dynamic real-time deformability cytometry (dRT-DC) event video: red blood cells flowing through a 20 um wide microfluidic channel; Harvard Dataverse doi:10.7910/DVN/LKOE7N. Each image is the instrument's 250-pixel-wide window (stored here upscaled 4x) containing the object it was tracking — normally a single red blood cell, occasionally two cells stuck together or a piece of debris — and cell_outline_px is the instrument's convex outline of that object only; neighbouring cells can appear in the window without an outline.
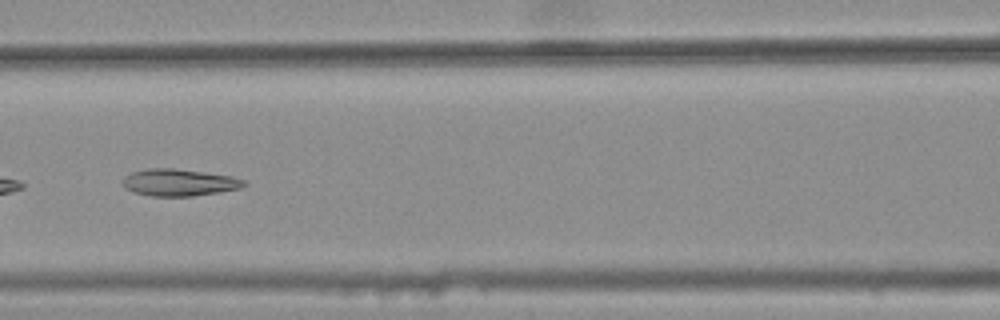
{"species": "common noctule bat (a hibernating species)", "species_latin": "Nyctalus noctula", "temperature_condition": "warm", "stored_images_in_passage": 29, "camera_frame_rate_fps": 3000, "um_per_image_px": 0.085, "animal": {"sex": "female", "body_mass_g": 25.1}, "frame": {"image": 1, "passage_image": 9, "time_ms": 2.667, "image_size_px": [1000, 320], "cell_outline_px": [[248, 184], [240, 188], [220, 192], [192, 196], [152, 196], [132, 192], [124, 188], [124, 176], [132, 172], [148, 168], [172, 168], [232, 176], [244, 180]], "centroid_in_image_um": [15.22, 15.51], "position_along_channel_um": 151.4, "area_um2": 19.02}}
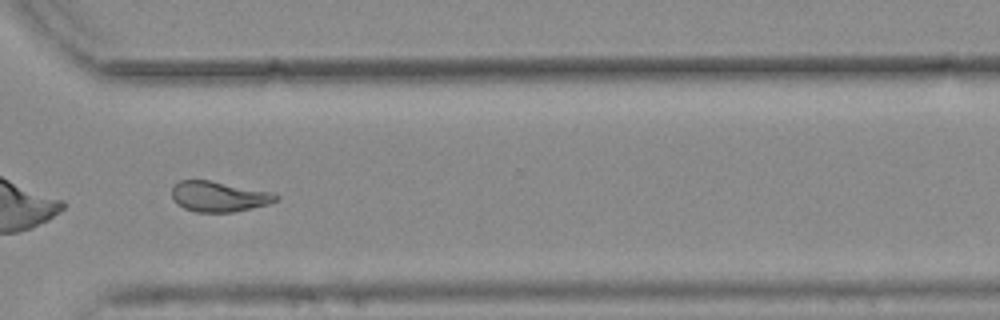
{"frame": {"image": 2, "passage_image": 25, "time_ms": 8.0, "image_size_px": [1000, 320], "cell_outline_px": [[280, 196], [276, 200], [268, 204], [232, 212], [196, 212], [184, 208], [176, 204], [172, 200], [172, 188], [180, 180], [208, 180], [272, 192]], "centroid_in_image_um": [18.57, 16.7], "position_along_channel_um": 352.0, "area_um2": 18.32}, "authors_computed_cell_mechanics": {"area_um2": 18.6116, "velocity_mm_per_s": 3.7565, "shape_relaxation_time_tau1_ms": null, "shape_relaxation_time_tau2_ms": 2.9585, "deformation_change_tau1": null, "deformation_change_tau2": 0.1042}}